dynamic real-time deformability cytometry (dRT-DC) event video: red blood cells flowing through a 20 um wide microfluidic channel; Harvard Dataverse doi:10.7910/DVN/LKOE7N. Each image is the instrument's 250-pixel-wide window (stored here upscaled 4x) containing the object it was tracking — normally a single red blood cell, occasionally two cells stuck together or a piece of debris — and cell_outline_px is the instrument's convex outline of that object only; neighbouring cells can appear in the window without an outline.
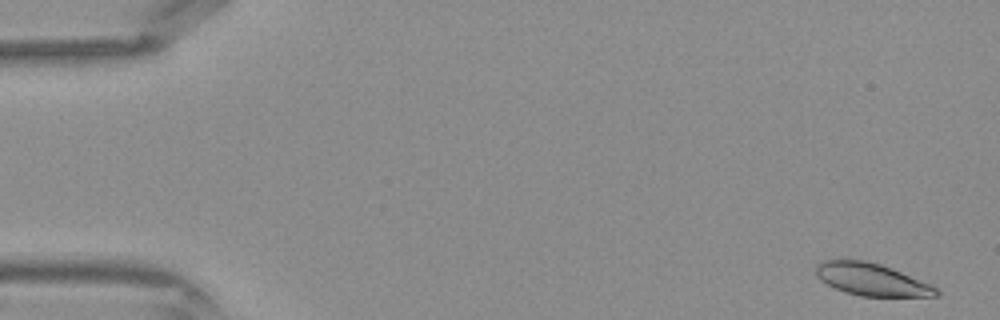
{"species": "Egyptian fruit bat (a non-hibernating species)", "species_latin": "Rousettus aegyptiacus", "temperature_condition": "warm", "stored_images_in_passage": 43, "camera_frame_rate_fps": 3000, "um_per_image_px": 0.085, "frame": {"image": 1, "passage_image": 2, "time_ms": 0.333, "image_size_px": [1000, 320], "cell_outline_px": [[940, 296], [860, 296], [844, 292], [820, 280], [816, 276], [816, 264], [824, 260], [864, 260], [880, 264], [892, 268], [932, 284], [940, 292]], "centroid_in_image_um": [74.1, 23.75], "position_along_channel_um": 10.9, "area_um2": 22.66}}
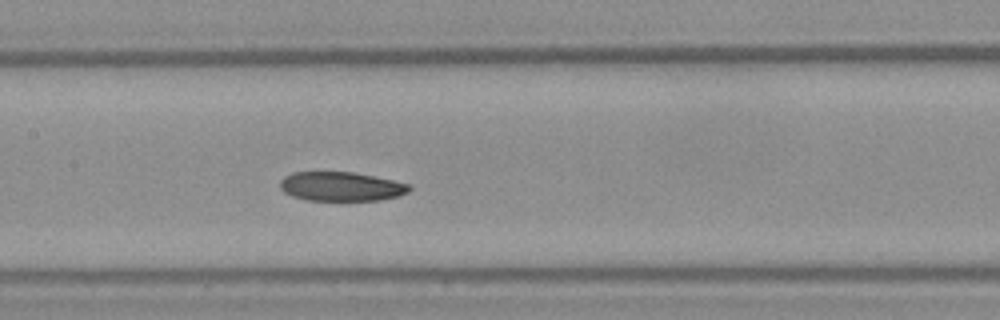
{"frame": {"image": 2, "passage_image": 21, "time_ms": 6.667, "image_size_px": [1000, 320], "cell_outline_px": [[412, 188], [408, 192], [400, 196], [380, 200], [304, 200], [292, 196], [284, 192], [280, 188], [280, 180], [284, 176], [292, 172], [352, 172], [412, 184]], "centroid_in_image_um": [29.0, 15.85], "position_along_channel_um": 178.4, "area_um2": 22.08}}
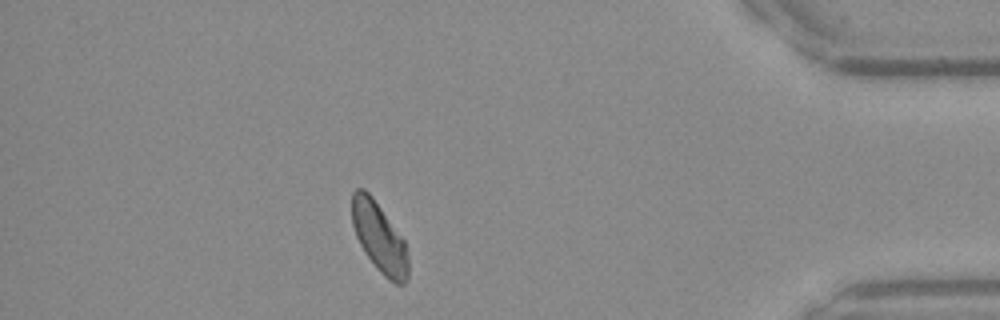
{"frame": {"image": 3, "passage_image": 38, "time_ms": 12.333, "image_size_px": [1000, 320], "cell_outline_px": [[408, 280], [404, 284], [396, 284], [388, 280], [376, 268], [364, 252], [356, 236], [352, 224], [352, 192], [356, 188], [364, 188], [372, 196], [404, 240], [408, 256]], "centroid_in_image_um": [32.23, 20.2], "position_along_channel_um": 403.0, "area_um2": 22.89}}